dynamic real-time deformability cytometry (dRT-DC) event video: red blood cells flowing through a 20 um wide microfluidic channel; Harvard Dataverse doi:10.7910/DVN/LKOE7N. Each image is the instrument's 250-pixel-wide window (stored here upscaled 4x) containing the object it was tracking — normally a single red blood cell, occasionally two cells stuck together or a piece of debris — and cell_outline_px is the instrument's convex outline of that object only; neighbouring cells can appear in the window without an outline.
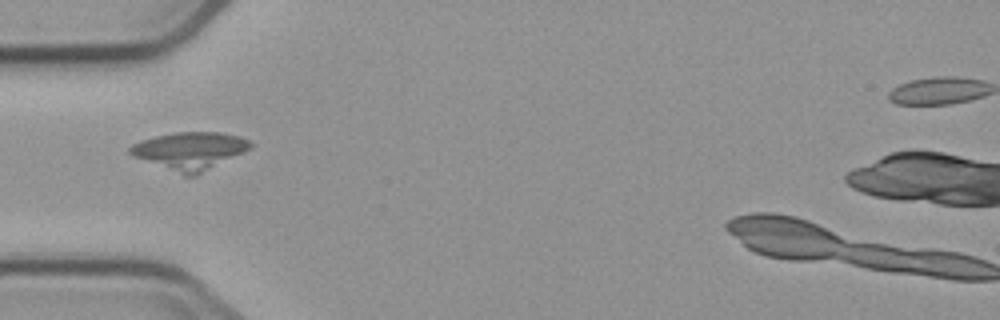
{"species": "common noctule bat (a hibernating species)", "species_latin": "Nyctalus noctula", "temperature_condition": "cold", "stored_images_in_passage": 6, "camera_frame_rate_fps": 3000, "um_per_image_px": 0.085, "animal": {"sex": "male", "body_mass_g": 23.1, "forearm_length_mm": 52.7}, "frame": {"image": 1, "passage_image": 3, "time_ms": 2.333, "image_size_px": [1000, 320], "cell_outline_px": [[252, 148], [196, 176], [184, 176], [132, 156], [128, 152], [128, 148], [132, 144], [140, 140], [156, 136], [176, 132], [220, 132], [240, 136], [248, 140], [252, 144]], "centroid_in_image_um": [16.12, 12.82], "position_along_channel_um": 68.9, "area_um2": 26.47}}
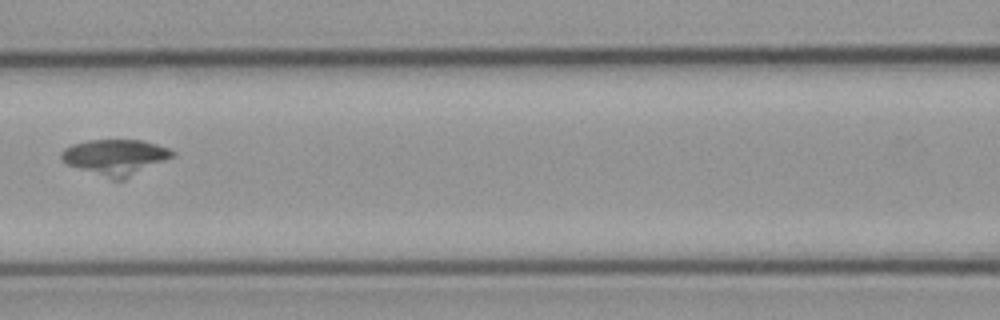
{"frame": {"image": 2, "passage_image": 5, "time_ms": 4.667, "image_size_px": [1000, 320], "cell_outline_px": [[176, 152], [172, 156], [124, 180], [112, 180], [68, 164], [60, 156], [60, 152], [64, 148], [72, 144], [88, 140], [140, 140], [156, 144], [168, 148]], "centroid_in_image_um": [9.78, 13.35], "position_along_channel_um": 156.8, "area_um2": 22.72}}
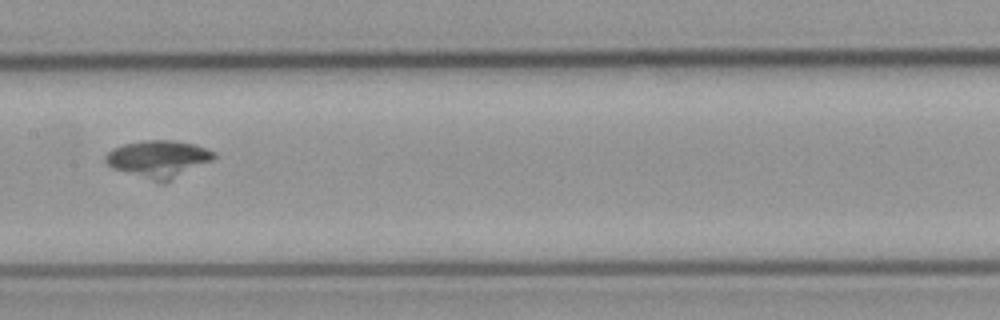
{"frame": {"image": 3, "passage_image": 6, "time_ms": 5.667, "image_size_px": [1000, 320], "cell_outline_px": [[216, 156], [212, 160], [164, 184], [112, 168], [104, 160], [104, 156], [112, 148], [124, 144], [144, 140], [172, 140], [192, 144], [216, 152]], "centroid_in_image_um": [13.45, 13.51], "position_along_channel_um": 194.0, "area_um2": 23.35}}